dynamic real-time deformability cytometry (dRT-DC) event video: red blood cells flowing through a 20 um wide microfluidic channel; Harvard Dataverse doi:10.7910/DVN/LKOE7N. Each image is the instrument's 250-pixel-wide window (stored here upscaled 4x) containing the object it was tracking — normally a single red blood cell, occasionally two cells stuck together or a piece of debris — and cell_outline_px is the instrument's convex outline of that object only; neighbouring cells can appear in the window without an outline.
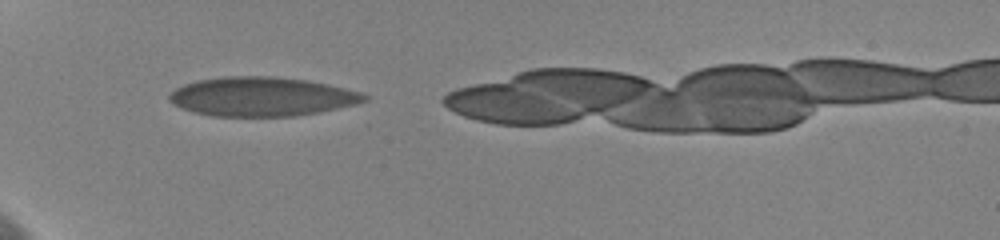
{"species": "human", "species_latin": "Homo sapiens", "temperature_condition": "cold", "stored_images_in_passage": 34, "camera_frame_rate_fps": 3000, "um_per_image_px": 0.085, "donor": {"sex": "female"}, "frame": {"image": 1, "passage_image": 1, "time_ms": 0.0, "image_size_px": [1000, 240], "cell_outline_px": [[368, 100], [356, 104], [316, 112], [292, 116], [212, 116], [192, 112], [180, 108], [172, 104], [168, 100], [168, 92], [184, 84], [196, 80], [224, 76], [276, 76], [308, 80], [328, 84], [360, 92], [368, 96]], "centroid_in_image_um": [22.18, 8.2], "position_along_channel_um": 62.8, "area_um2": 44.68}}
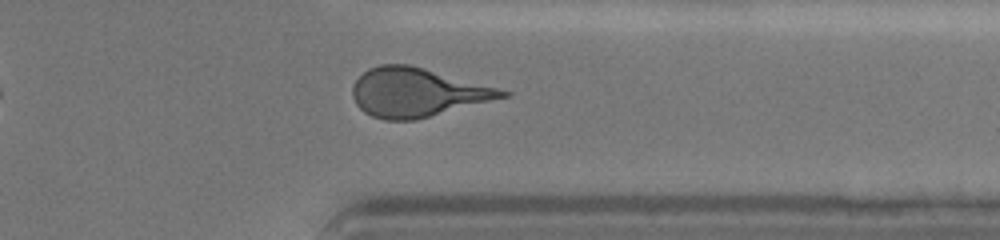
{"frame": {"image": 2, "passage_image": 29, "time_ms": 9.0, "image_size_px": [1000, 240], "cell_outline_px": [[512, 92], [508, 96], [416, 120], [384, 120], [372, 116], [364, 112], [356, 104], [352, 96], [352, 88], [356, 80], [368, 68], [380, 64], [408, 64], [424, 68]], "centroid_in_image_um": [35.41, 7.86], "position_along_channel_um": 376.0, "area_um2": 42.19}}